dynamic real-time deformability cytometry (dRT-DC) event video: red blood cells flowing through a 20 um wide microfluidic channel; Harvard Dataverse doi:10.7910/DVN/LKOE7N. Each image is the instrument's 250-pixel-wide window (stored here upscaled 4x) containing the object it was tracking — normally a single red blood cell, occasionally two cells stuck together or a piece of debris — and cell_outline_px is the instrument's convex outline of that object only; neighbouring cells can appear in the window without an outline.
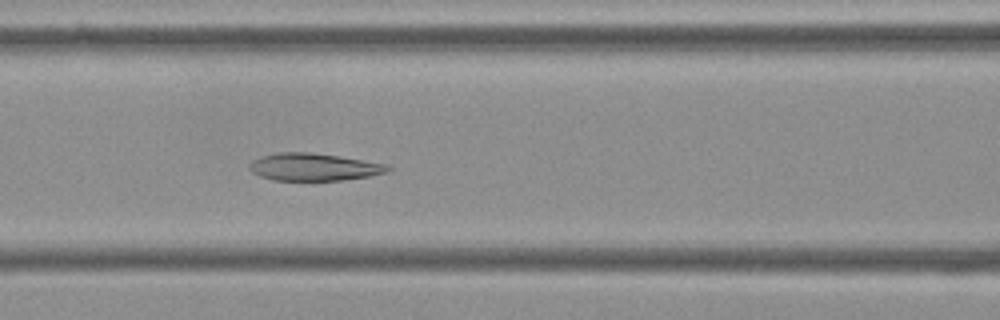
{"species": "Egyptian fruit bat (a non-hibernating species)", "species_latin": "Rousettus aegyptiacus", "temperature_condition": "cold", "stored_images_in_passage": 55, "camera_frame_rate_fps": 3000, "um_per_image_px": 0.085, "frame": {"image": 1, "passage_image": 23, "time_ms": 7.333, "image_size_px": [1000, 320], "cell_outline_px": [[392, 168], [388, 172], [368, 176], [340, 180], [272, 180], [260, 176], [252, 172], [248, 168], [248, 164], [252, 160], [260, 156], [280, 152], [308, 152], [340, 156], [388, 164]], "centroid_in_image_um": [26.65, 14.19], "position_along_channel_um": 139.9, "area_um2": 22.2}}
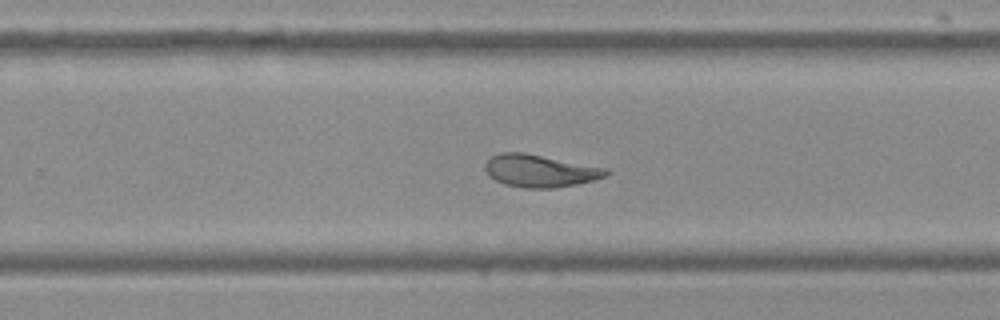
{"frame": {"image": 2, "passage_image": 35, "time_ms": 11.333, "image_size_px": [1000, 320], "cell_outline_px": [[612, 172], [608, 176], [576, 184], [556, 188], [524, 188], [504, 184], [488, 176], [484, 168], [484, 164], [492, 156], [500, 152], [524, 152], [608, 168]], "centroid_in_image_um": [45.91, 14.52], "position_along_channel_um": 283.9, "area_um2": 23.12}}
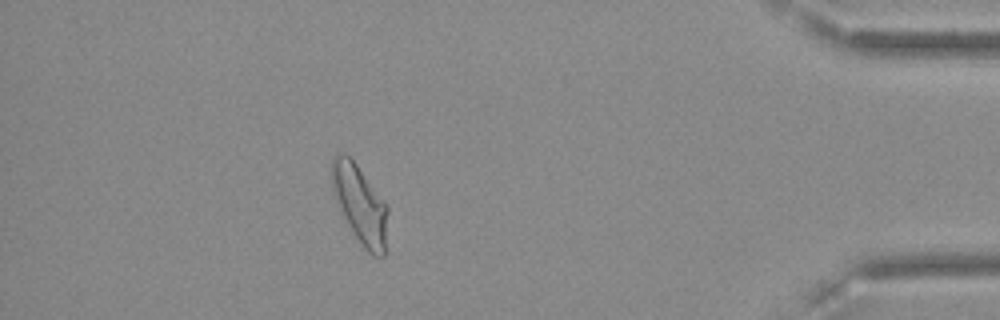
{"frame": {"image": 3, "passage_image": 49, "time_ms": 16.0, "image_size_px": [1000, 320], "cell_outline_px": [[388, 212], [384, 256], [372, 256], [360, 244], [352, 232], [340, 212], [332, 188], [332, 160], [336, 152], [344, 152], [356, 164], [388, 208]], "centroid_in_image_um": [30.58, 17.39], "position_along_channel_um": 404.6, "area_um2": 25.2}, "authors_computed_cell_mechanics": {"area_um2": 24.6228, "velocity_mm_per_s": 3.6106, "shape_relaxation_time_tau1_ms": 8.5686, "shape_relaxation_time_tau2_ms": 2.2074, "deformation_change_tau1": 0.1871, "deformation_change_tau2": 0.0764}}